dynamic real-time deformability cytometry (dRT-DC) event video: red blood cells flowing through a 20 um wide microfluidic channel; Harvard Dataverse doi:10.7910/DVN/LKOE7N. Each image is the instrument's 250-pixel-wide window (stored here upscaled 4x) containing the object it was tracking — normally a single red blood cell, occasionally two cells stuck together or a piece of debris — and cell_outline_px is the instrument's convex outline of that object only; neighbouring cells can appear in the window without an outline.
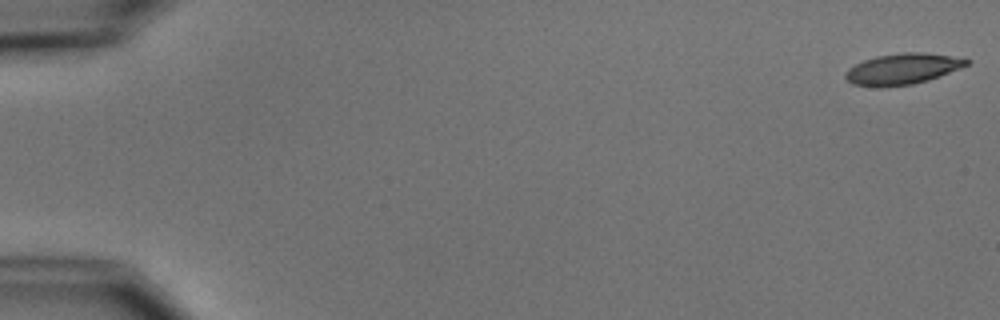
{"species": "common noctule bat (a hibernating species)", "species_latin": "Nyctalus noctula", "temperature_condition": "cold", "stored_images_in_passage": 5, "camera_frame_rate_fps": 3000, "um_per_image_px": 0.085, "animal": {"sex": "male", "body_mass_g": 15.6}, "frame": {"image": 1, "passage_image": 1, "time_ms": 0.0, "image_size_px": [1000, 320], "cell_outline_px": [[972, 60], [968, 64], [960, 68], [940, 76], [928, 80], [912, 84], [884, 88], [876, 88], [852, 84], [844, 76], [844, 72], [848, 68], [864, 60], [876, 56], [904, 52], [920, 52], [948, 56]], "centroid_in_image_um": [76.66, 5.88], "position_along_channel_um": 8.3, "area_um2": 21.91}}
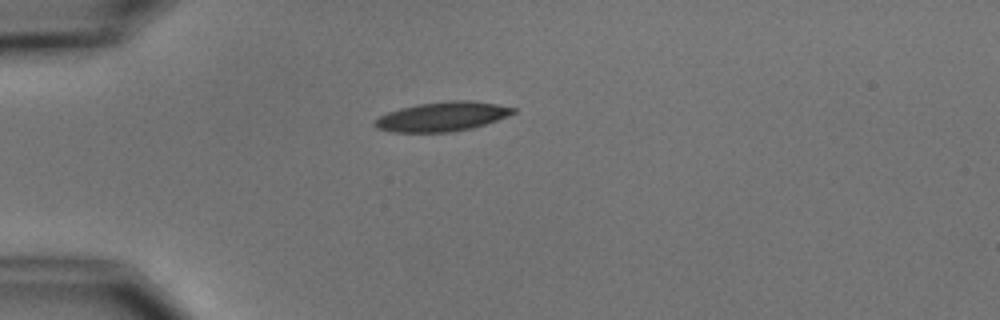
{"frame": {"image": 2, "passage_image": 5, "time_ms": 4.667, "image_size_px": [1000, 320], "cell_outline_px": [[516, 112], [508, 116], [472, 128], [452, 132], [392, 132], [376, 128], [372, 124], [380, 116], [388, 112], [400, 108], [420, 104], [452, 100], [472, 100], [496, 104], [516, 108]], "centroid_in_image_um": [37.59, 9.91], "position_along_channel_um": 47.4, "area_um2": 23.58}}